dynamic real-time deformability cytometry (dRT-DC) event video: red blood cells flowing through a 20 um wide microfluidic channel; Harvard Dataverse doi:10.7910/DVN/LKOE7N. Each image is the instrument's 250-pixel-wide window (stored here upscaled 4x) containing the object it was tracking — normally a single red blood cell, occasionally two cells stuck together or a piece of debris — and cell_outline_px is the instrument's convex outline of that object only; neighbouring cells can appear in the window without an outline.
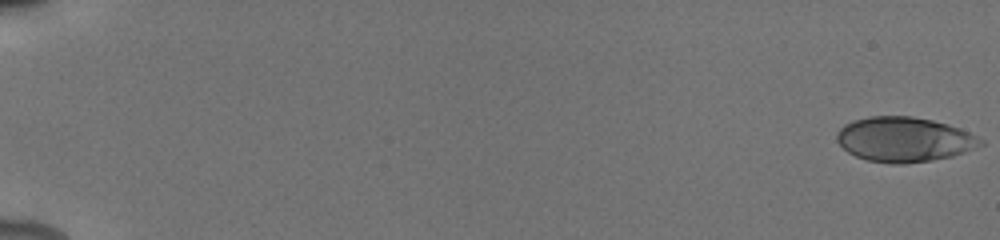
{"species": "human", "species_latin": "Homo sapiens", "temperature_condition": "cold", "stored_images_in_passage": 56, "camera_frame_rate_fps": 3000, "um_per_image_px": 0.085, "donor": {"sex": "male"}, "frame": {"image": 1, "passage_image": 1, "time_ms": 0.0, "image_size_px": [1000, 240], "cell_outline_px": [[984, 144], [964, 152], [952, 156], [932, 160], [904, 164], [892, 164], [868, 160], [856, 156], [848, 152], [836, 140], [836, 132], [844, 124], [852, 120], [868, 116], [912, 116], [932, 120], [948, 124], [960, 128], [984, 140]], "centroid_in_image_um": [76.84, 11.84], "position_along_channel_um": 8.2, "area_um2": 37.63}}
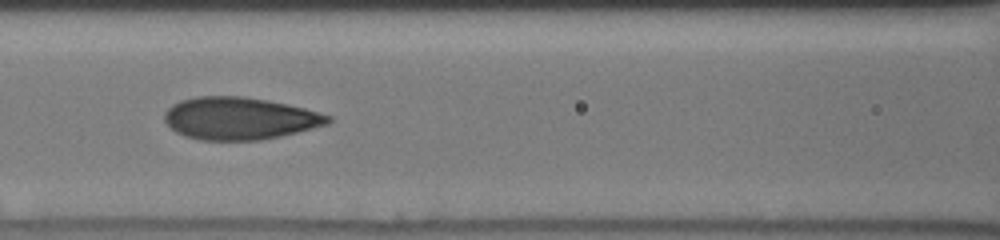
{"frame": {"image": 2, "passage_image": 29, "time_ms": 8.667, "image_size_px": [1000, 240], "cell_outline_px": [[332, 120], [328, 124], [280, 136], [260, 140], [200, 140], [184, 136], [176, 132], [164, 120], [164, 112], [172, 104], [180, 100], [196, 96], [244, 96], [268, 100], [288, 104], [320, 112], [332, 116]], "centroid_in_image_um": [20.35, 10.05], "position_along_channel_um": 146.2, "area_um2": 40.52}}
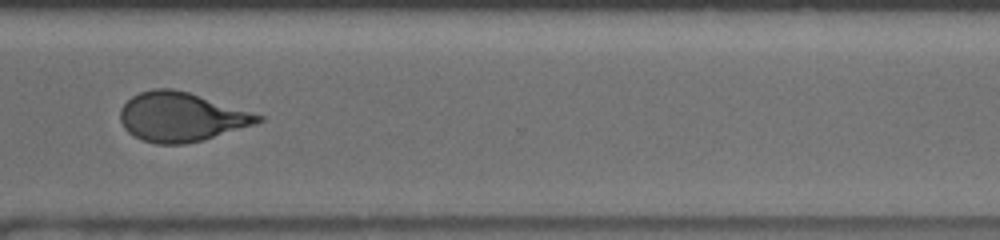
{"frame": {"image": 3, "passage_image": 48, "time_ms": 14.0, "image_size_px": [1000, 240], "cell_outline_px": [[264, 120], [256, 124], [204, 140], [184, 144], [156, 144], [144, 140], [128, 132], [124, 128], [120, 120], [120, 108], [132, 96], [140, 92], [152, 88], [172, 88], [188, 92], [264, 116]], "centroid_in_image_um": [15.39, 9.94], "position_along_channel_um": 355.2, "area_um2": 39.36}, "authors_computed_cell_mechanics": {"area_um2": 39.1884, "velocity_mm_per_s": 3.9282, "shape_relaxation_time_tau1_ms": 6.2668, "shape_relaxation_time_tau2_ms": 0.8845, "deformation_change_tau1": 0.1759, "deformation_change_tau2": 0.067}}